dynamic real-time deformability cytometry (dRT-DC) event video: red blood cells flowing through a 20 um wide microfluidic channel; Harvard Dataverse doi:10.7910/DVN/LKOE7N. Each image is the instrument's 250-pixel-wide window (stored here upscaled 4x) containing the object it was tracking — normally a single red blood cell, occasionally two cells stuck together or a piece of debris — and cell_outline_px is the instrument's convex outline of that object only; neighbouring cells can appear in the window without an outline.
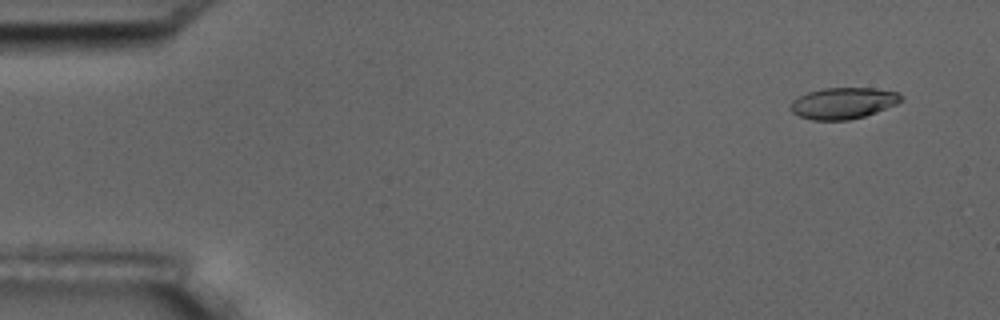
{"species": "common noctule bat (a hibernating species)", "species_latin": "Nyctalus noctula", "temperature_condition": "room temperature", "stored_images_in_passage": 6, "camera_frame_rate_fps": 3000, "um_per_image_px": 0.085, "animal": {"sex": "male", "body_mass_g": 17.5, "forearm_length_mm": 52.3}, "frame": {"image": 1, "passage_image": 1, "time_ms": 0.0, "image_size_px": [1000, 320], "cell_outline_px": [[904, 100], [896, 104], [876, 112], [864, 116], [848, 120], [812, 120], [800, 116], [792, 112], [788, 108], [792, 100], [808, 92], [824, 88], [876, 88], [896, 92], [904, 96]], "centroid_in_image_um": [71.67, 8.76], "position_along_channel_um": 13.3, "area_um2": 20.23}}
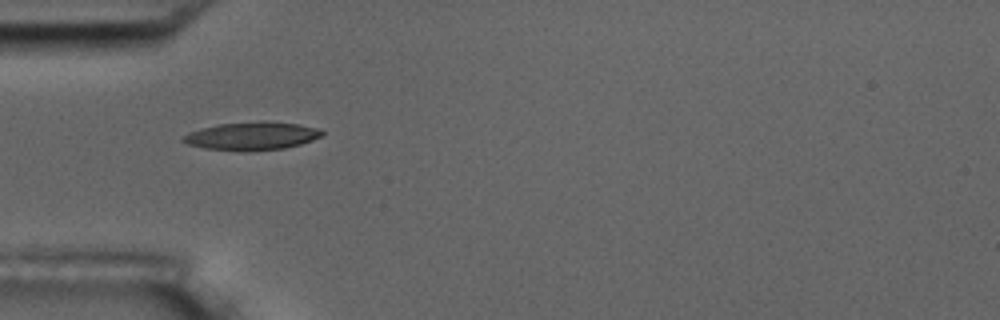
{"frame": {"image": 2, "passage_image": 5, "time_ms": 4.667, "image_size_px": [1000, 320], "cell_outline_px": [[324, 132], [320, 136], [312, 140], [300, 144], [284, 148], [204, 148], [188, 144], [180, 140], [188, 132], [200, 128], [220, 124], [260, 120], [264, 120], [296, 124], [316, 128]], "centroid_in_image_um": [21.39, 11.5], "position_along_channel_um": 63.6, "area_um2": 21.68}}